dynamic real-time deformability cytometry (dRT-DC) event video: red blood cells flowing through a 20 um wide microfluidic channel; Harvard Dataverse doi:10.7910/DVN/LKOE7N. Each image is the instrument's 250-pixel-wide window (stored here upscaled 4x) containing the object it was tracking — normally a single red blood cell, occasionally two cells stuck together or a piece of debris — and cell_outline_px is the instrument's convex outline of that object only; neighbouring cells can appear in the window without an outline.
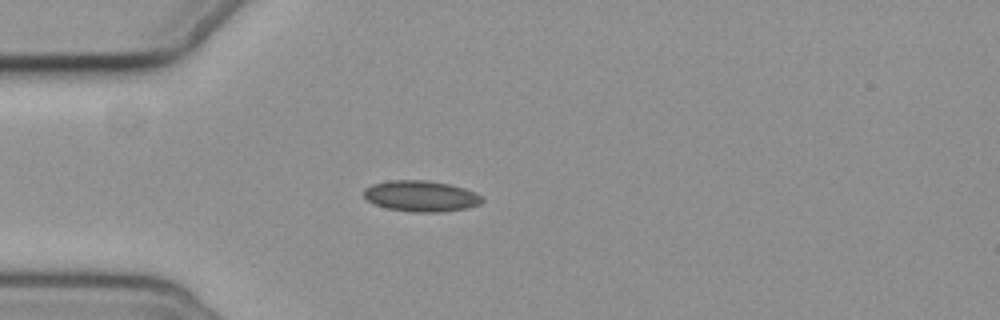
{"species": "common noctule bat (a hibernating species)", "species_latin": "Nyctalus noctula", "temperature_condition": "cold", "stored_images_in_passage": 3, "camera_frame_rate_fps": 3000, "um_per_image_px": 0.085, "animal": {"sex": "female", "body_mass_g": 19.3, "forearm_length_mm": 54.1}, "frame": {"image": 1, "passage_image": 3, "time_ms": 3.333, "image_size_px": [1000, 320], "cell_outline_px": [[484, 200], [480, 204], [468, 208], [440, 212], [412, 212], [388, 208], [372, 204], [364, 196], [364, 188], [372, 184], [388, 180], [428, 180], [448, 184], [464, 188], [480, 196]], "centroid_in_image_um": [35.75, 16.67], "position_along_channel_um": 49.2, "area_um2": 21.33}}